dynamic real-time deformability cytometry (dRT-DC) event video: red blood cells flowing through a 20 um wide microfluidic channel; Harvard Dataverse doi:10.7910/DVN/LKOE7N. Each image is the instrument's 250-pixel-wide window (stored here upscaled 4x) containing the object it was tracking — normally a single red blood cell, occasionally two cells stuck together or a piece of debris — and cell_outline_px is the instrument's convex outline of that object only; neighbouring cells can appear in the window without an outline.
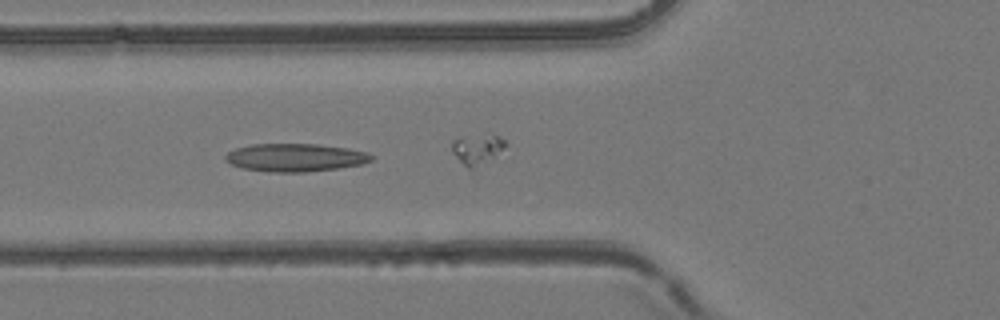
{"species": "common noctule bat (a hibernating species)", "species_latin": "Nyctalus noctula", "temperature_condition": "room temperature", "stored_images_in_passage": 33, "segment_of_instrument_passage": [1, 2], "camera_frame_rate_fps": 3000, "um_per_image_px": 0.085, "animal": {"sex": "female", "body_mass_g": 24.6, "forearm_length_mm": 56.2}, "frame": {"image": 1, "passage_image": 11, "time_ms": 3.333, "image_size_px": [1000, 320], "cell_outline_px": [[376, 156], [372, 160], [364, 164], [340, 168], [304, 172], [268, 172], [240, 168], [224, 160], [224, 156], [228, 152], [236, 148], [252, 144], [316, 144], [348, 148], [368, 152]], "centroid_in_image_um": [25.12, 13.39], "position_along_channel_um": 100.7, "area_um2": 24.1}}
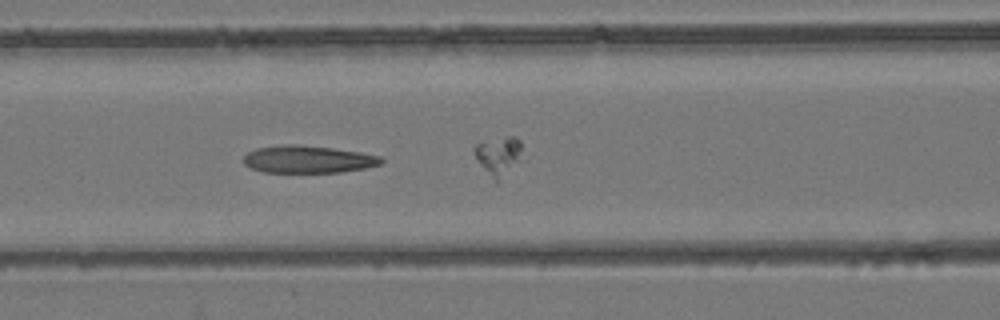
{"frame": {"image": 2, "passage_image": 14, "time_ms": 4.333, "image_size_px": [1000, 320], "cell_outline_px": [[384, 160], [380, 164], [364, 168], [340, 172], [264, 172], [252, 168], [244, 164], [244, 156], [248, 152], [256, 148], [284, 144], [296, 144], [332, 148], [360, 152], [380, 156]], "centroid_in_image_um": [26.17, 13.53], "position_along_channel_um": 140.4, "area_um2": 21.85}}
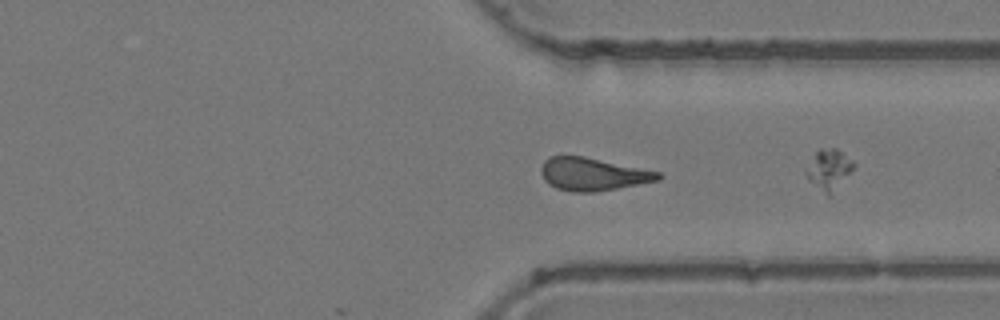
{"frame": {"image": 3, "passage_image": 31, "time_ms": 10.0, "image_size_px": [1000, 320], "cell_outline_px": [[664, 176], [660, 180], [596, 192], [572, 192], [556, 188], [548, 184], [544, 180], [540, 172], [540, 168], [544, 160], [548, 156], [584, 156], [660, 172]], "centroid_in_image_um": [50.37, 14.8], "position_along_channel_um": 361.0, "area_um2": 22.54}}